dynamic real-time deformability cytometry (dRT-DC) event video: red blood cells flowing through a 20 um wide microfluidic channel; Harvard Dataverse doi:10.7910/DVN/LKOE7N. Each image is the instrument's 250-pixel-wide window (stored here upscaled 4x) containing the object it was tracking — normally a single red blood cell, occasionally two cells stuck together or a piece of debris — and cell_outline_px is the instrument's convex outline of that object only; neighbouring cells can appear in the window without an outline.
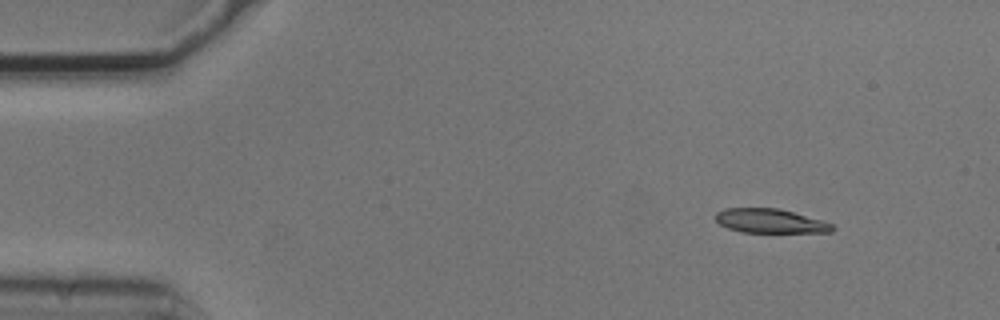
{"species": "common noctule bat (a hibernating species)", "species_latin": "Nyctalus noctula", "temperature_condition": "cold", "stored_images_in_passage": 5, "camera_frame_rate_fps": 3000, "um_per_image_px": 0.085, "animal": {"sex": "male", "body_mass_g": 20.5, "forearm_length_mm": 52.5}, "frame": {"image": 1, "passage_image": 1, "time_ms": 0.0, "image_size_px": [1000, 320], "cell_outline_px": [[836, 228], [832, 232], [740, 232], [728, 228], [720, 224], [716, 220], [716, 212], [724, 208], [780, 208], [824, 220], [832, 224]], "centroid_in_image_um": [65.5, 18.77], "position_along_channel_um": 19.5, "area_um2": 16.59}}
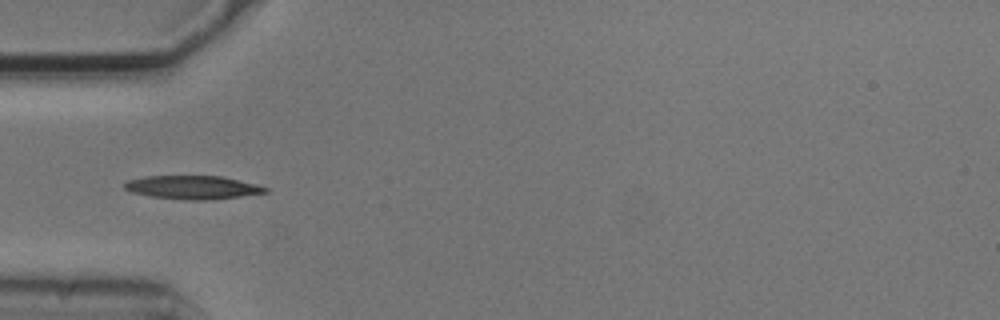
{"frame": {"image": 2, "passage_image": 4, "time_ms": 1.0, "image_size_px": [1000, 320], "cell_outline_px": [[268, 192], [212, 200], [184, 200], [148, 196], [132, 192], [124, 188], [124, 184], [128, 180], [148, 176], [220, 176], [256, 184], [268, 188]], "centroid_in_image_um": [16.37, 15.93], "position_along_channel_um": 68.6, "area_um2": 19.19}}